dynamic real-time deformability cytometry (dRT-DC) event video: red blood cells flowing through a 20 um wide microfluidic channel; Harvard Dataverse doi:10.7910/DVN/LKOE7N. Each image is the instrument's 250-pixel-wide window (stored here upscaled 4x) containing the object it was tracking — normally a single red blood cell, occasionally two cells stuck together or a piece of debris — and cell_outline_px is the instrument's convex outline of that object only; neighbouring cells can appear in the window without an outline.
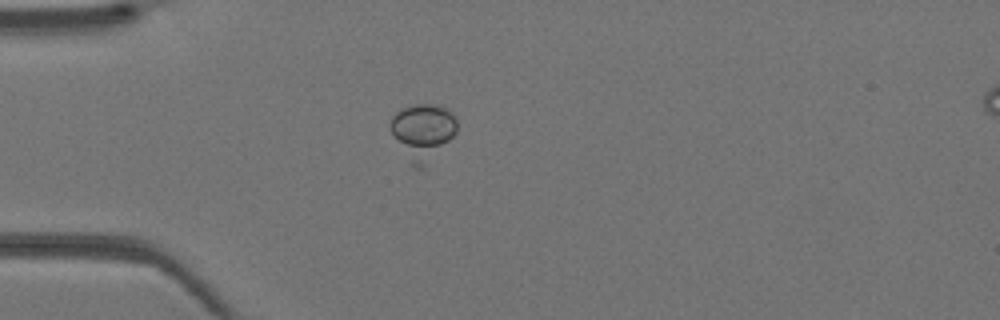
{"species": "Egyptian fruit bat (a non-hibernating species)", "species_latin": "Rousettus aegyptiacus", "temperature_condition": "warm", "stored_images_in_passage": 33, "camera_frame_rate_fps": 3000, "um_per_image_px": 0.085, "animal": {"sex": "female"}, "frame": {"image": 1, "passage_image": 5, "time_ms": 1.333, "image_size_px": [1000, 320], "cell_outline_px": [[456, 132], [420, 168], [412, 168], [392, 132], [388, 124], [392, 116], [400, 108], [412, 104], [432, 104], [448, 108], [452, 112], [456, 120]], "centroid_in_image_um": [35.89, 11.12], "position_along_channel_um": 49.1, "area_um2": 21.15}}
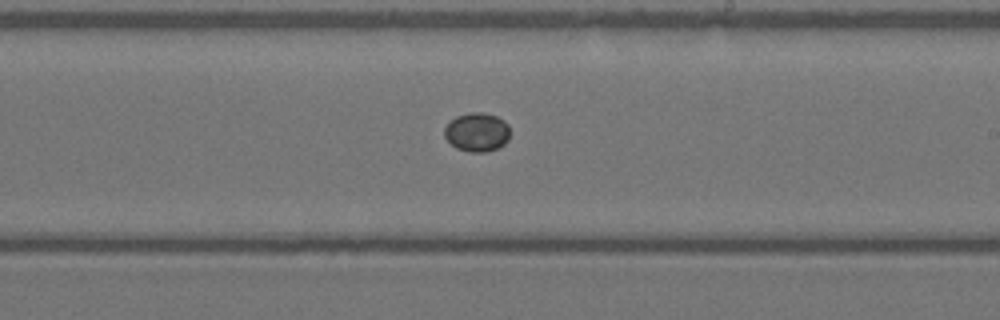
{"frame": {"image": 2, "passage_image": 18, "time_ms": 5.667, "image_size_px": [1000, 320], "cell_outline_px": [[508, 140], [504, 144], [488, 152], [468, 152], [456, 148], [444, 136], [444, 128], [456, 116], [468, 112], [484, 112], [496, 116], [504, 120], [508, 124]], "centroid_in_image_um": [40.54, 11.23], "position_along_channel_um": 248.5, "area_um2": 14.85}}
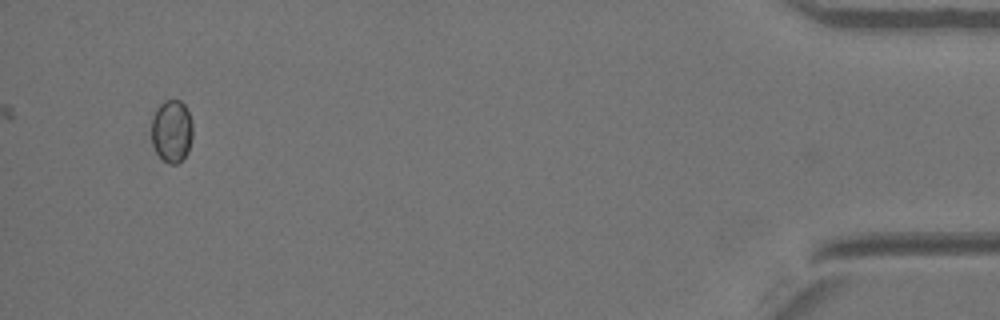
{"frame": {"image": 3, "passage_image": 33, "time_ms": 10.667, "image_size_px": [1000, 320], "cell_outline_px": [[192, 140], [188, 152], [176, 164], [168, 164], [156, 152], [152, 144], [152, 116], [156, 108], [164, 100], [180, 100], [184, 104], [188, 112], [192, 124]], "centroid_in_image_um": [14.59, 11.13], "position_along_channel_um": 420.6, "area_um2": 15.09}}